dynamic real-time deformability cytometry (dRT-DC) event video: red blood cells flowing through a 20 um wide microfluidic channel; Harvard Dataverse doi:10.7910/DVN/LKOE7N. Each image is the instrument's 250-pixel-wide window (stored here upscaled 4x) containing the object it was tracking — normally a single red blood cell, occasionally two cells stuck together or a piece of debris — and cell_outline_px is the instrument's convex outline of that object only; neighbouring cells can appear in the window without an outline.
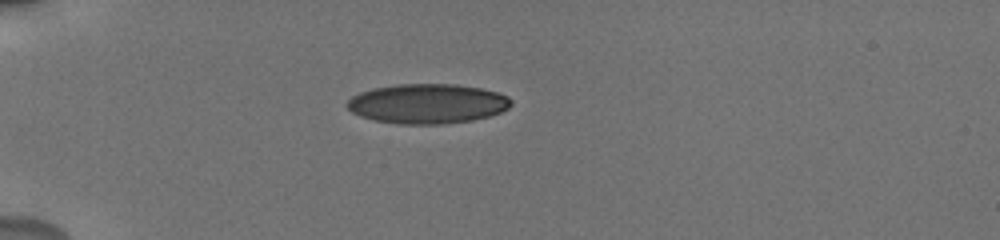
{"species": "human", "species_latin": "Homo sapiens", "temperature_condition": "cold", "stored_images_in_passage": 4, "camera_frame_rate_fps": 3000, "um_per_image_px": 0.085, "donor": {"sex": "male"}, "frame": {"image": 1, "passage_image": 1, "time_ms": 0.0, "image_size_px": [1000, 240], "cell_outline_px": [[512, 104], [508, 108], [500, 112], [488, 116], [472, 120], [440, 124], [400, 124], [376, 120], [360, 116], [352, 112], [344, 104], [352, 96], [360, 92], [372, 88], [396, 84], [456, 84], [480, 88], [496, 92], [508, 96], [512, 100]], "centroid_in_image_um": [36.31, 8.8], "position_along_channel_um": 48.7, "area_um2": 37.97}}
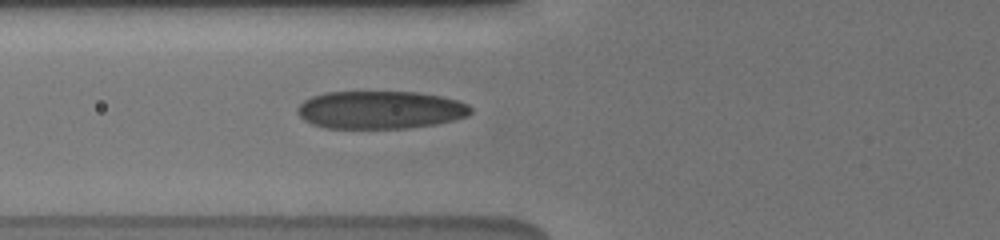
{"frame": {"image": 2, "passage_image": 4, "time_ms": 2.0, "image_size_px": [1000, 240], "cell_outline_px": [[472, 112], [468, 116], [436, 124], [404, 128], [328, 128], [312, 124], [304, 120], [296, 112], [296, 108], [304, 100], [312, 96], [324, 92], [416, 92], [440, 96], [456, 100], [468, 104], [472, 108]], "centroid_in_image_um": [32.3, 9.34], "position_along_channel_um": 93.5, "area_um2": 38.26}}